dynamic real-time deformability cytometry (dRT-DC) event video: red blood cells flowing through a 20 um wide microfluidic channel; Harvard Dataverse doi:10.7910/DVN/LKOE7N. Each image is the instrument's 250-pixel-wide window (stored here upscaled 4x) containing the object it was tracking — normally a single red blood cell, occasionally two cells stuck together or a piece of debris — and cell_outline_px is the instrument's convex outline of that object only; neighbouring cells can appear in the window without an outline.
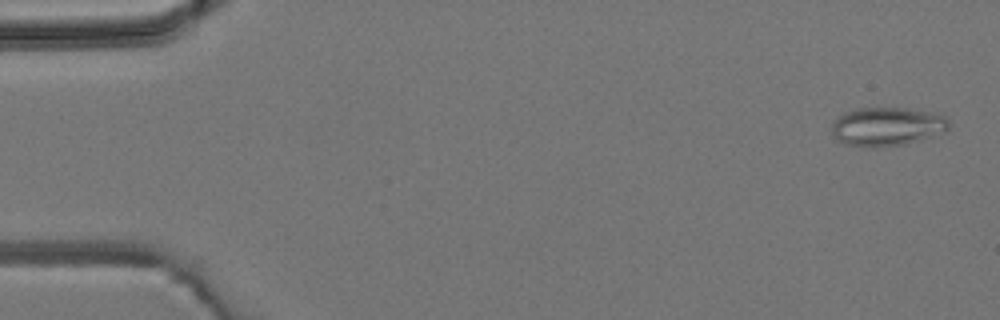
{"species": "common noctule bat (a hibernating species)", "species_latin": "Nyctalus noctula", "temperature_condition": "room temperature", "stored_images_in_passage": 5, "camera_frame_rate_fps": 3000, "um_per_image_px": 0.085, "animal": {"sex": "male", "body_mass_g": 19.2, "forearm_length_mm": 51.8}, "frame": {"image": 1, "passage_image": 1, "time_ms": 0.0, "image_size_px": [1000, 320], "cell_outline_px": [[948, 128], [944, 132], [920, 140], [904, 144], [872, 148], [844, 144], [836, 140], [832, 136], [832, 124], [844, 112], [856, 108], [908, 108], [944, 116], [948, 120]], "centroid_in_image_um": [75.34, 10.77], "position_along_channel_um": 9.7, "area_um2": 26.36}}